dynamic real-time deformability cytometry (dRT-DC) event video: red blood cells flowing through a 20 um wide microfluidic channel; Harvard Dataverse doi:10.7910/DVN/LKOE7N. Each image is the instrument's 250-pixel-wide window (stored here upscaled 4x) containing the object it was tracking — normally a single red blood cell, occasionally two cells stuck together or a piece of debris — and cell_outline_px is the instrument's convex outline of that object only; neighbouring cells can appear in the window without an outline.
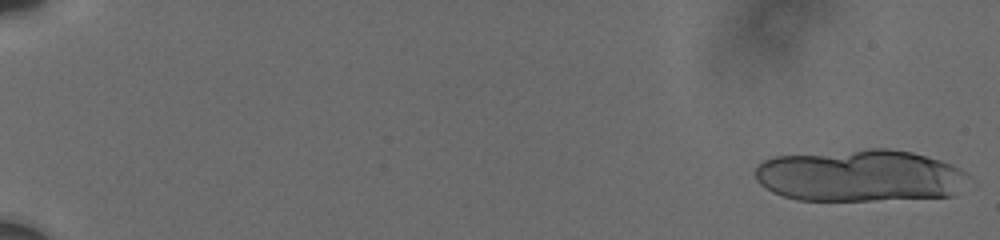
{"species": "human", "species_latin": "Homo sapiens", "temperature_condition": "cold", "stored_images_in_passage": 15, "camera_frame_rate_fps": 3000, "um_per_image_px": 0.085, "donor": {"sex": "male"}, "frame": {"image": 1, "passage_image": 1, "time_ms": 0.0, "image_size_px": [1000, 240], "cell_outline_px": [[968, 176], [952, 196], [872, 200], [796, 200], [772, 192], [760, 184], [756, 180], [756, 164], [772, 156], [868, 148], [888, 148], [912, 152], [940, 160], [952, 164], [968, 172]], "centroid_in_image_um": [73.04, 14.91], "position_along_channel_um": 12.0, "area_um2": 64.97}}